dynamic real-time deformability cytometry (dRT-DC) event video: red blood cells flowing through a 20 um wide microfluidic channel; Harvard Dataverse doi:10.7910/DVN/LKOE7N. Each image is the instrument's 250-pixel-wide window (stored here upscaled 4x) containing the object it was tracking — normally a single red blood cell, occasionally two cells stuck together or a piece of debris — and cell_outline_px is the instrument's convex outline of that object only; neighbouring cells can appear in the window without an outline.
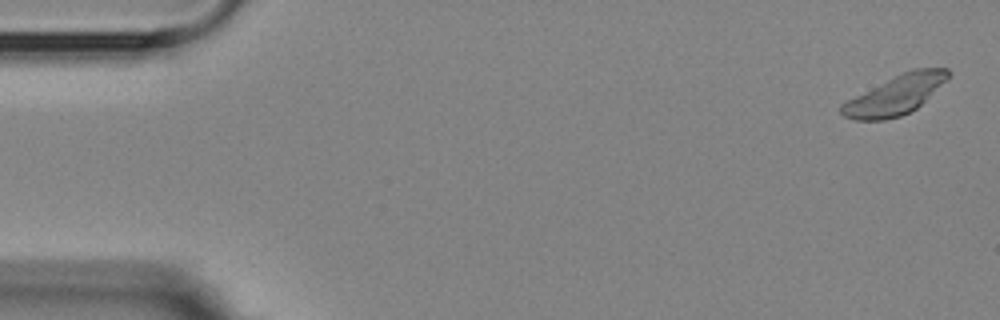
{"species": "Egyptian fruit bat (a non-hibernating species)", "species_latin": "Rousettus aegyptiacus", "temperature_condition": "room temperature", "stored_images_in_passage": 4, "camera_frame_rate_fps": 3000, "um_per_image_px": 0.085, "animal": {"sex": "female"}, "frame": {"image": 1, "passage_image": 1, "time_ms": 0.0, "image_size_px": [1000, 320], "cell_outline_px": [[952, 72], [948, 80], [916, 108], [900, 116], [884, 120], [856, 120], [844, 116], [840, 112], [840, 104], [912, 68], [948, 68]], "centroid_in_image_um": [76.16, 8.07], "position_along_channel_um": 8.8, "area_um2": 23.87}}